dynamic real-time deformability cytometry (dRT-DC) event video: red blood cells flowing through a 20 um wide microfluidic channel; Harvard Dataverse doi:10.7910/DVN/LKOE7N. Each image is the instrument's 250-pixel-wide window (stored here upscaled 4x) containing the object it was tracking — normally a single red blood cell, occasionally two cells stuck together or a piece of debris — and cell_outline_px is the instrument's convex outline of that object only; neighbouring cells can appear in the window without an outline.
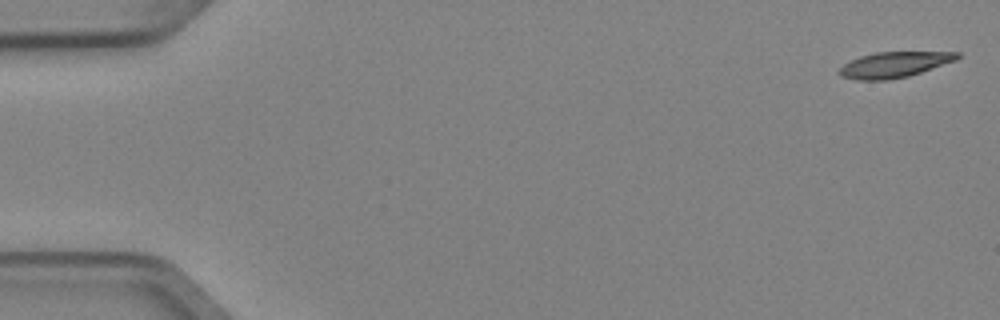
{"species": "Egyptian fruit bat (a non-hibernating species)", "species_latin": "Rousettus aegyptiacus", "temperature_condition": "cold", "stored_images_in_passage": 5, "segment_of_instrument_passage": [2, 2], "camera_frame_rate_fps": 3000, "um_per_image_px": 0.085, "animal": {"sex": "female"}, "frame": {"image": 1, "passage_image": 5, "time_ms": 1.333, "image_size_px": [1000, 320], "cell_outline_px": [[960, 56], [956, 60], [908, 76], [888, 80], [856, 80], [840, 76], [836, 72], [844, 64], [860, 56], [876, 52], [960, 52]], "centroid_in_image_um": [75.97, 5.5], "position_along_channel_um": 9.0, "area_um2": 17.51}}